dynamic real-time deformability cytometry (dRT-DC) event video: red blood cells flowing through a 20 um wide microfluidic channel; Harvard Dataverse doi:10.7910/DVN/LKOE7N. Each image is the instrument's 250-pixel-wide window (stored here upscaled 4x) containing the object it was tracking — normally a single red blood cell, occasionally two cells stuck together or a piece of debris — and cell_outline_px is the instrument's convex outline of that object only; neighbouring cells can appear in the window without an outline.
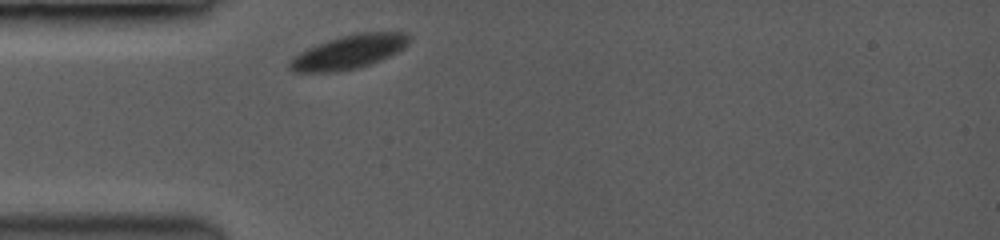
{"species": "common noctule bat (a hibernating species)", "species_latin": "Nyctalus noctula", "temperature_condition": "room temperature", "stored_images_in_passage": 24, "camera_frame_rate_fps": 3500, "um_per_image_px": 0.085, "animal": {"sex": "female", "body_mass_g": 19.0, "forearm_length_mm": 53.3}, "frame": {"image": 1, "passage_image": 1, "time_ms": 0.0, "image_size_px": [1000, 240], "cell_outline_px": [[408, 44], [396, 52], [388, 56], [368, 64], [356, 68], [328, 72], [296, 72], [288, 68], [288, 64], [300, 52], [316, 44], [340, 36], [356, 32], [408, 32]], "centroid_in_image_um": [29.64, 4.39], "position_along_channel_um": 55.4, "area_um2": 23.06}}
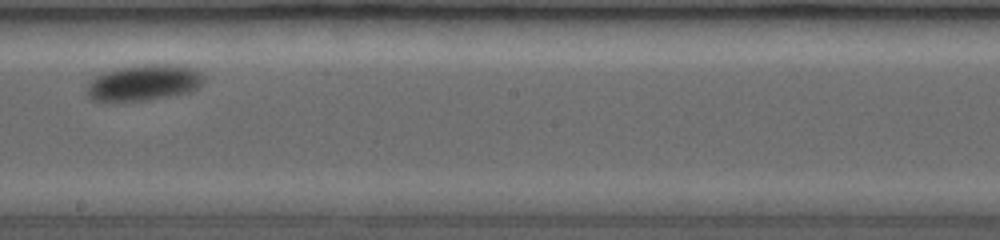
{"frame": {"image": 2, "passage_image": 13, "time_ms": 5.143, "image_size_px": [1000, 240], "cell_outline_px": [[204, 80], [196, 88], [188, 92], [132, 100], [100, 100], [92, 96], [88, 92], [88, 80], [104, 72], [120, 68], [140, 64], [184, 64], [196, 68], [204, 76]], "centroid_in_image_um": [12.3, 6.95], "position_along_channel_um": 235.9, "area_um2": 23.76}}
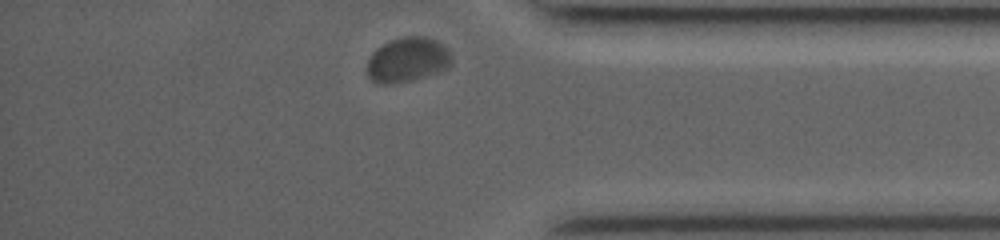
{"frame": {"image": 3, "passage_image": 24, "time_ms": 9.714, "image_size_px": [1000, 240], "cell_outline_px": [[448, 64], [444, 68], [412, 80], [396, 84], [380, 84], [372, 80], [368, 76], [368, 60], [384, 44], [392, 40], [404, 36], [424, 36], [436, 40], [448, 52]], "centroid_in_image_um": [34.57, 5.09], "position_along_channel_um": 400.6, "area_um2": 20.98}}